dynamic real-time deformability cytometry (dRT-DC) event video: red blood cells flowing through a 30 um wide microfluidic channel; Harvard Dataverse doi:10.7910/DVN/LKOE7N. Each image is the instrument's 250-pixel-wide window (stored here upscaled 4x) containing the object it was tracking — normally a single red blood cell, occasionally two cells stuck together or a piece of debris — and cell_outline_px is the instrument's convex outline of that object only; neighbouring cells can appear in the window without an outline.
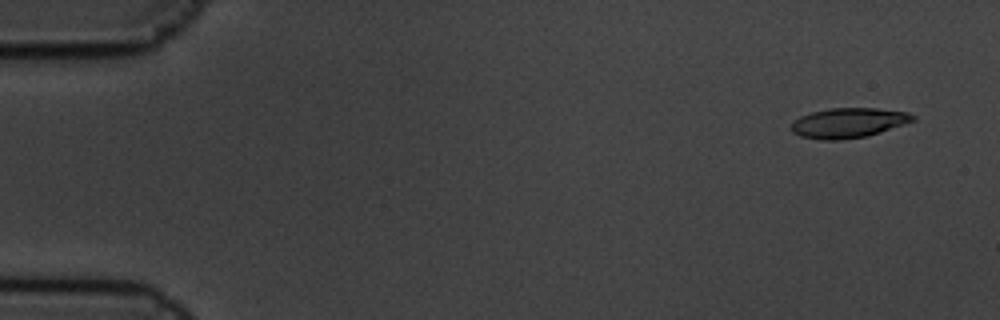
{"species": "common noctule bat (a hibernating species)", "species_latin": "Nyctalus noctula", "temperature_condition": "cold", "stored_images_in_passage": 6, "camera_frame_rate_fps": 3000, "um_per_image_px": 0.085, "animal": {"sex": "male", "body_mass_g": 19.5, "forearm_length_mm": 54.6}, "frame": {"image": 1, "passage_image": 2, "time_ms": 0.333, "image_size_px": [1000, 320], "cell_outline_px": [[916, 120], [880, 132], [864, 136], [840, 140], [820, 140], [800, 136], [792, 132], [792, 124], [800, 116], [812, 112], [828, 108], [876, 108], [908, 112], [916, 116]], "centroid_in_image_um": [72.13, 10.44], "position_along_channel_um": 12.9, "area_um2": 21.1}}
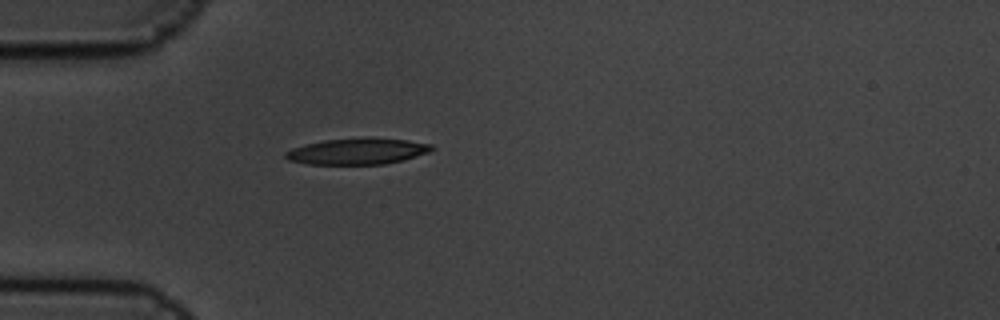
{"frame": {"image": 2, "passage_image": 6, "time_ms": 1.667, "image_size_px": [1000, 320], "cell_outline_px": [[436, 148], [428, 152], [404, 160], [384, 164], [308, 164], [288, 160], [284, 156], [284, 152], [292, 148], [324, 140], [408, 140], [432, 144]], "centroid_in_image_um": [30.37, 12.9], "position_along_channel_um": 54.6, "area_um2": 21.39}}